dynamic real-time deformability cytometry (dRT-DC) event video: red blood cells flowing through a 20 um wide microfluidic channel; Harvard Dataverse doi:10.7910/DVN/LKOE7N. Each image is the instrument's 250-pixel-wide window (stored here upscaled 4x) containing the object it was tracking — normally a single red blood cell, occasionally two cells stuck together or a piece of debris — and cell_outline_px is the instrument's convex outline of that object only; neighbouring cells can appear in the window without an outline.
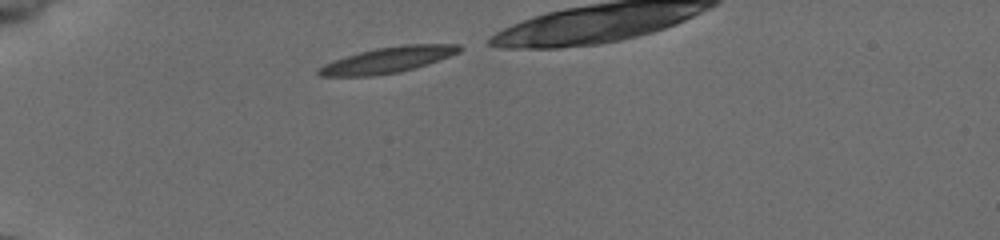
{"species": "common noctule bat (a hibernating species)", "species_latin": "Nyctalus noctula", "temperature_condition": "cold", "stored_images_in_passage": 32, "camera_frame_rate_fps": 3000, "um_per_image_px": 0.085, "animal": {"sex": "female", "body_mass_g": 19.5, "forearm_length_mm": 54.1}, "frame": {"image": 1, "passage_image": 1, "time_ms": 0.0, "image_size_px": [1000, 240], "cell_outline_px": [[464, 48], [460, 52], [400, 72], [372, 76], [320, 76], [316, 72], [316, 68], [332, 60], [360, 52], [376, 48], [404, 44], [460, 44]], "centroid_in_image_um": [32.91, 5.09], "position_along_channel_um": 52.1, "area_um2": 21.04}}
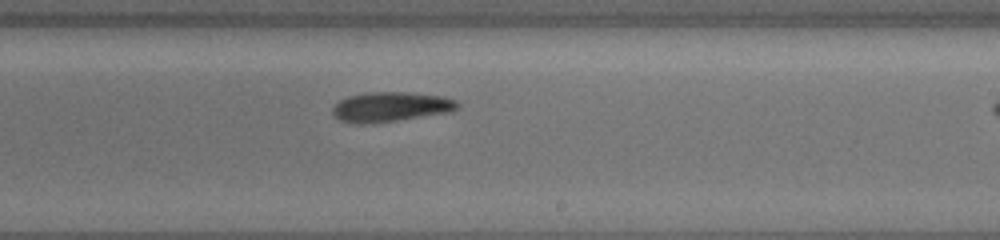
{"frame": {"image": 2, "passage_image": 19, "time_ms": 6.0, "image_size_px": [1000, 240], "cell_outline_px": [[460, 104], [456, 108], [448, 112], [392, 120], [340, 120], [332, 112], [332, 108], [340, 100], [348, 96], [364, 92], [408, 92], [444, 96], [456, 100]], "centroid_in_image_um": [33.28, 9.0], "position_along_channel_um": 255.7, "area_um2": 20.46}}
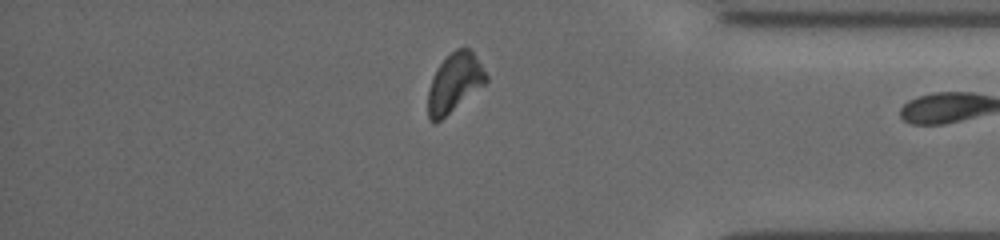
{"frame": {"image": 3, "passage_image": 31, "time_ms": 10.0, "image_size_px": [1000, 240], "cell_outline_px": [[488, 80], [484, 84], [436, 124], [432, 124], [428, 120], [428, 92], [432, 76], [436, 68], [456, 48], [468, 48], [472, 52], [488, 76]], "centroid_in_image_um": [38.59, 7.07], "position_along_channel_um": 396.6, "area_um2": 19.65}}